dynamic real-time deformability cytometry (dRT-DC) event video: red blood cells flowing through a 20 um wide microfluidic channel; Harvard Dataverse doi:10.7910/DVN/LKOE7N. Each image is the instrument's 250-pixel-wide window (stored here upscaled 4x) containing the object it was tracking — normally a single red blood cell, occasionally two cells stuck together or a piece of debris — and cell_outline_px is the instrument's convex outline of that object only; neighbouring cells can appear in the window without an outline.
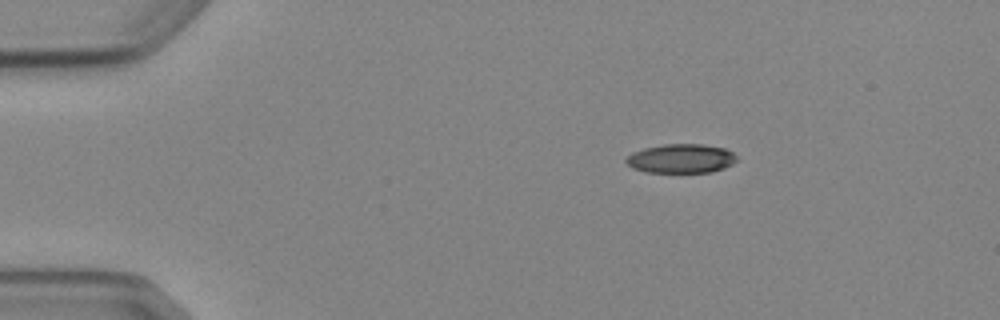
{"species": "Egyptian fruit bat (a non-hibernating species)", "species_latin": "Rousettus aegyptiacus", "temperature_condition": "cold", "stored_images_in_passage": 4, "segment_of_instrument_passage": [1, 2], "camera_frame_rate_fps": 3000, "um_per_image_px": 0.085, "animal": {"sex": "female"}, "frame": {"image": 1, "passage_image": 1, "time_ms": 0.0, "image_size_px": [1000, 320], "cell_outline_px": [[736, 160], [732, 164], [724, 168], [712, 172], [644, 172], [632, 168], [624, 160], [632, 152], [644, 148], [664, 144], [704, 144], [724, 148], [732, 152], [736, 156]], "centroid_in_image_um": [57.87, 13.47], "position_along_channel_um": 27.1, "area_um2": 18.79}}